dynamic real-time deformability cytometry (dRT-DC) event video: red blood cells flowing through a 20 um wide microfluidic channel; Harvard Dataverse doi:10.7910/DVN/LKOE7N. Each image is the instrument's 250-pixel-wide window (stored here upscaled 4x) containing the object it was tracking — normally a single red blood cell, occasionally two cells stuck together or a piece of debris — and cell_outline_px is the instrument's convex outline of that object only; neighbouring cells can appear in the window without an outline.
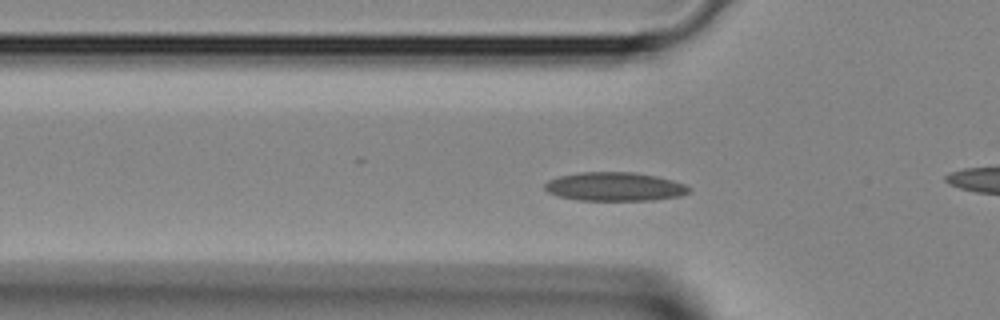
{"species": "Egyptian fruit bat (a non-hibernating species)", "species_latin": "Rousettus aegyptiacus", "temperature_condition": "room temperature", "stored_images_in_passage": 37, "camera_frame_rate_fps": 3000, "um_per_image_px": 0.085, "animal": {"sex": "female"}, "frame": {"image": 1, "passage_image": 9, "time_ms": 2.667, "image_size_px": [1000, 320], "cell_outline_px": [[692, 188], [688, 192], [680, 196], [652, 200], [576, 200], [560, 196], [548, 192], [544, 188], [544, 184], [548, 180], [560, 176], [580, 172], [632, 172], [656, 176], [672, 180], [684, 184]], "centroid_in_image_um": [52.24, 15.86], "position_along_channel_um": 73.6, "area_um2": 24.04}}
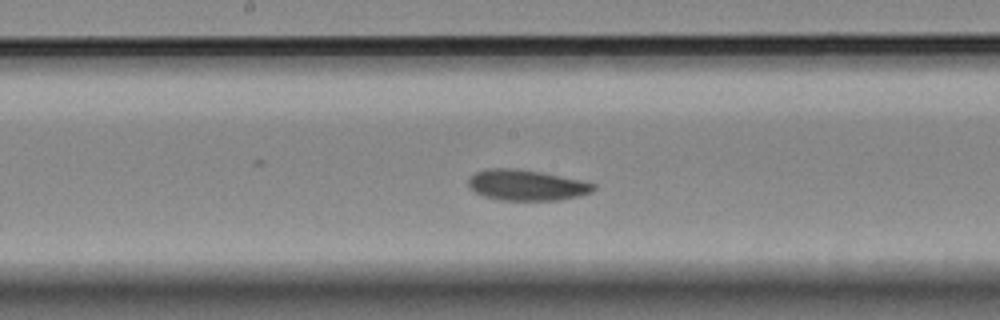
{"frame": {"image": 2, "passage_image": 17, "time_ms": 5.333, "image_size_px": [1000, 320], "cell_outline_px": [[596, 188], [592, 192], [580, 196], [560, 200], [500, 200], [484, 196], [468, 188], [468, 180], [476, 172], [484, 168], [512, 168], [540, 172], [580, 180], [596, 184]], "centroid_in_image_um": [44.75, 15.74], "position_along_channel_um": 203.5, "area_um2": 22.43}}
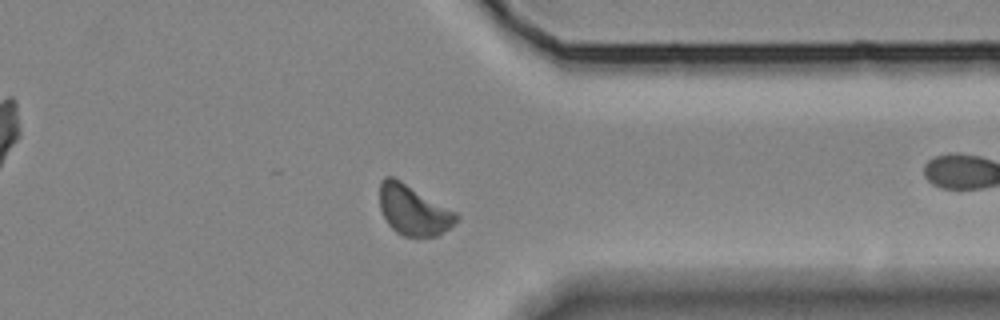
{"frame": {"image": 3, "passage_image": 28, "time_ms": 9.0, "image_size_px": [1000, 320], "cell_outline_px": [[460, 220], [436, 236], [404, 236], [396, 232], [388, 224], [380, 208], [380, 180], [384, 176], [392, 176], [400, 180], [456, 212], [460, 216]], "centroid_in_image_um": [35.13, 17.85], "position_along_channel_um": 376.3, "area_um2": 22.2}}